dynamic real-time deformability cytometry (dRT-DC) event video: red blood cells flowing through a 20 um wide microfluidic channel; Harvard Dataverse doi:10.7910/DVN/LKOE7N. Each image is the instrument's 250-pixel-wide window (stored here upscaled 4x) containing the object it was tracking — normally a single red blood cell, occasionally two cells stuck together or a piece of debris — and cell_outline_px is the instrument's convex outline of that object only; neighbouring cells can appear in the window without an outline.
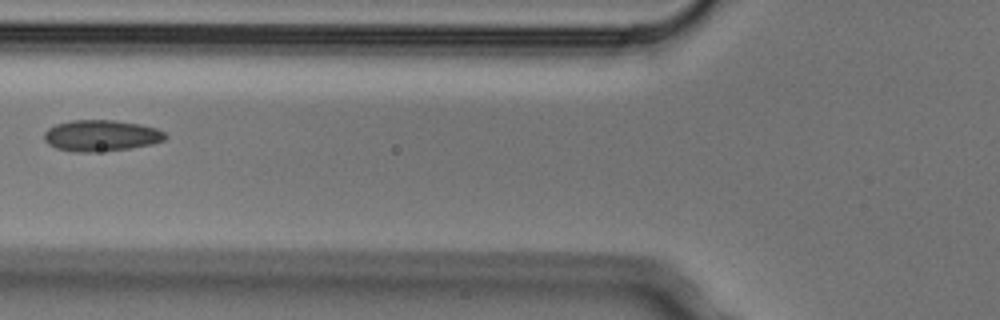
{"species": "Egyptian fruit bat (a non-hibernating species)", "species_latin": "Rousettus aegyptiacus", "temperature_condition": "cold", "stored_images_in_passage": 6, "camera_frame_rate_fps": 3000, "um_per_image_px": 0.085, "animal": {"sex": "male"}, "frame": {"image": 1, "passage_image": 6, "time_ms": 1.667, "image_size_px": [1000, 320], "cell_outline_px": [[168, 136], [164, 140], [152, 144], [128, 148], [92, 152], [76, 152], [56, 148], [48, 144], [44, 140], [44, 132], [48, 128], [56, 124], [72, 120], [112, 120], [140, 124], [156, 128], [164, 132]], "centroid_in_image_um": [8.58, 11.52], "position_along_channel_um": 117.2, "area_um2": 21.96}}